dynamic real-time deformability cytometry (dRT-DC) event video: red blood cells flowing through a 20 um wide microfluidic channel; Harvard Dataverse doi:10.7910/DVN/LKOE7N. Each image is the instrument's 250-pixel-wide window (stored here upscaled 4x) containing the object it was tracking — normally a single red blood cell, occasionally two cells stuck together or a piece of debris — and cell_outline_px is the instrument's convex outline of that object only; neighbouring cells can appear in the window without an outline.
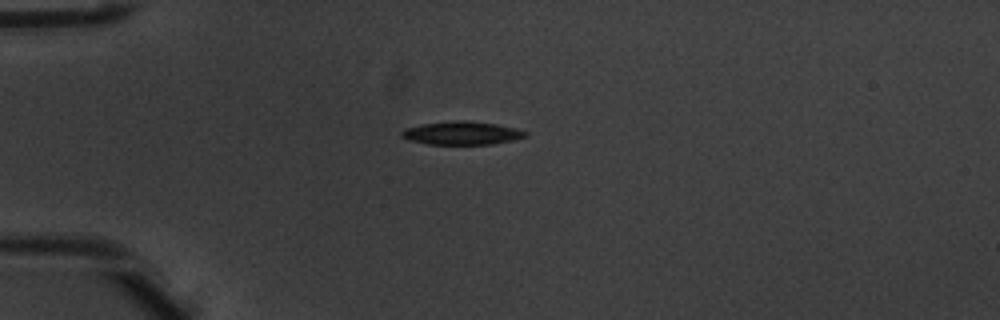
{"species": "common noctule bat (a hibernating species)", "species_latin": "Nyctalus noctula", "temperature_condition": "warm", "stored_images_in_passage": 4, "camera_frame_rate_fps": 3000, "um_per_image_px": 0.085, "animal": {"sex": "male", "body_mass_g": 20.1, "forearm_length_mm": 53.5}, "frame": {"image": 1, "passage_image": 4, "time_ms": 1.0, "image_size_px": [1000, 320], "cell_outline_px": [[528, 136], [516, 140], [492, 144], [428, 144], [408, 140], [400, 136], [400, 132], [404, 128], [424, 124], [456, 120], [464, 120], [496, 124], [516, 128], [528, 132]], "centroid_in_image_um": [39.28, 11.31], "position_along_channel_um": 45.7, "area_um2": 16.88}}